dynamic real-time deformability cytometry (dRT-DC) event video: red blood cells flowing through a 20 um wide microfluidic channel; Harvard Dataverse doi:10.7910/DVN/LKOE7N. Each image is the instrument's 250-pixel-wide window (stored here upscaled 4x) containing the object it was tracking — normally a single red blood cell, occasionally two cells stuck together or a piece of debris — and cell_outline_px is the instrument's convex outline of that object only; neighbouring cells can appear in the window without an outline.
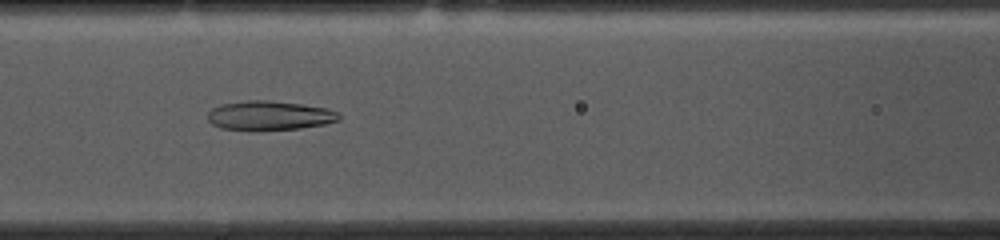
{"species": "common noctule bat (a hibernating species)", "species_latin": "Nyctalus noctula", "temperature_condition": "cold", "stored_images_in_passage": 52, "camera_frame_rate_fps": 3000, "um_per_image_px": 0.085, "animal": {"sex": "female", "body_mass_g": 10.0, "forearm_length_mm": 53.1}, "frame": {"image": 1, "passage_image": 21, "time_ms": 6.667, "image_size_px": [1000, 240], "cell_outline_px": [[340, 120], [324, 124], [300, 128], [256, 132], [248, 132], [220, 128], [212, 124], [208, 120], [208, 112], [212, 108], [220, 104], [248, 100], [268, 100], [300, 104], [324, 108], [340, 112]], "centroid_in_image_um": [22.85, 9.85], "position_along_channel_um": 143.7, "area_um2": 22.95}}
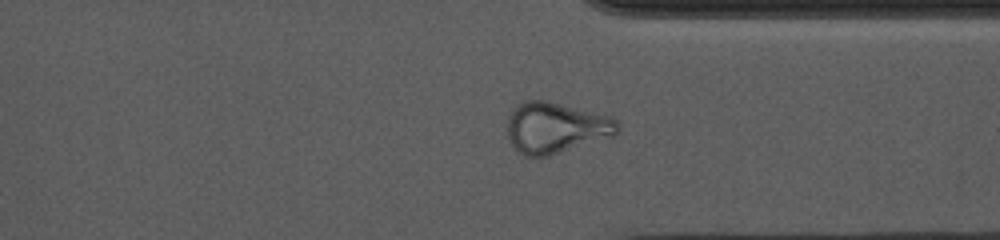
{"frame": {"image": 2, "passage_image": 39, "time_ms": 12.667, "image_size_px": [1000, 240], "cell_outline_px": [[620, 132], [616, 136], [548, 156], [524, 156], [508, 140], [508, 116], [512, 108], [516, 104], [524, 100], [544, 100], [608, 116], [616, 120], [620, 124]], "centroid_in_image_um": [47.25, 10.86], "position_along_channel_um": 364.2, "area_um2": 32.83}}
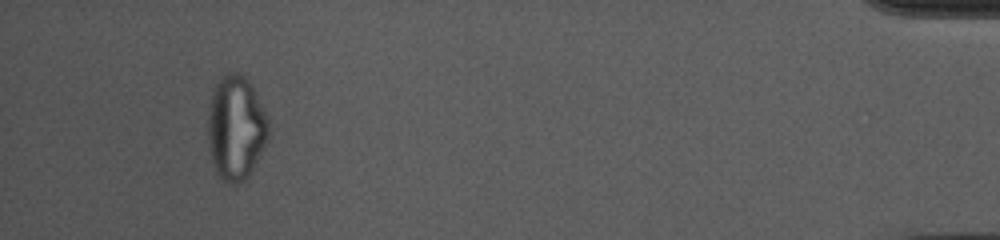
{"frame": {"image": 3, "passage_image": 49, "time_ms": 16.0, "image_size_px": [1000, 240], "cell_outline_px": [[268, 140], [248, 176], [244, 180], [236, 184], [232, 184], [224, 180], [216, 172], [212, 160], [208, 144], [208, 112], [212, 96], [216, 84], [228, 72], [240, 72], [252, 84], [256, 92], [268, 120]], "centroid_in_image_um": [20.06, 10.85], "position_along_channel_um": 415.1, "area_um2": 36.59}, "authors_computed_cell_mechanics": {"area_um2": 28.7266, "velocity_mm_per_s": 3.7002, "shape_relaxation_time_tau1_ms": null, "shape_relaxation_time_tau2_ms": 2.0415, "deformation_change_tau1": null, "deformation_change_tau2": 0.0953}}